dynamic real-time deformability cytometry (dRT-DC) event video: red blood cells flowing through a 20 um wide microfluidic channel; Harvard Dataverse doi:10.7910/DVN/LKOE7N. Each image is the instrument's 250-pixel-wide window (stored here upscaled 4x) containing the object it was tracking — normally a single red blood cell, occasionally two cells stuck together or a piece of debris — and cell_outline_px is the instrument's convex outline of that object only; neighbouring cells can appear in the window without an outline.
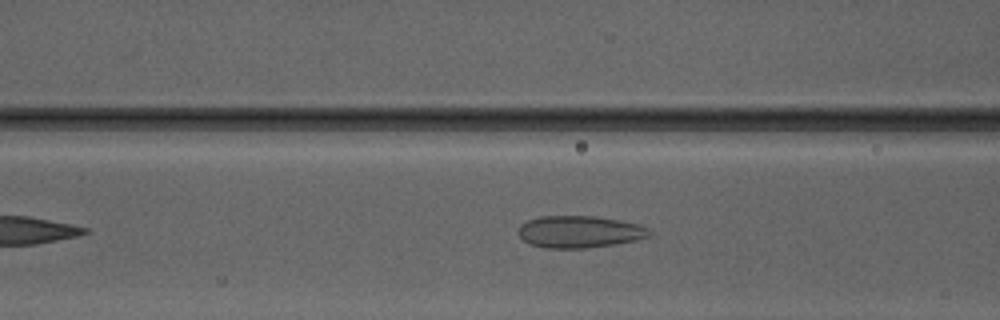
{"species": "Egyptian fruit bat (a non-hibernating species)", "species_latin": "Rousettus aegyptiacus", "temperature_condition": "warm", "stored_images_in_passage": 6, "camera_frame_rate_fps": 3000, "um_per_image_px": 0.085, "animal": {"sex": "male"}, "frame": {"image": 1, "passage_image": 6, "time_ms": 6.0, "image_size_px": [1000, 320], "cell_outline_px": [[652, 232], [648, 236], [636, 240], [616, 244], [584, 248], [544, 248], [532, 244], [524, 240], [516, 232], [520, 224], [528, 220], [540, 216], [596, 216], [620, 220], [640, 224], [648, 228]], "centroid_in_image_um": [49.26, 19.69], "position_along_channel_um": 117.3, "area_um2": 24.57}}